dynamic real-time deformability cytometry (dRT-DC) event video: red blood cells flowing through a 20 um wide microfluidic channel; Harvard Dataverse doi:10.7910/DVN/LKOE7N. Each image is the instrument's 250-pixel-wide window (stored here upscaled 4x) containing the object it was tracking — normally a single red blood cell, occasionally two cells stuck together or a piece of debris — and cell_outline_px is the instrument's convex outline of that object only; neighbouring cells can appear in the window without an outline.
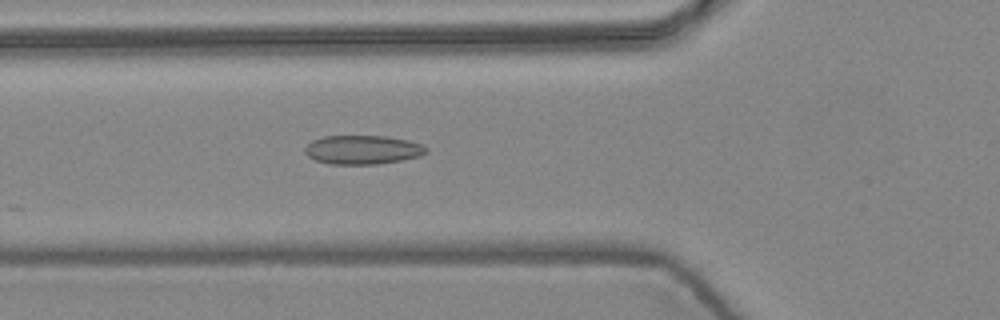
{"species": "common noctule bat (a hibernating species)", "species_latin": "Nyctalus noctula", "temperature_condition": "warm", "stored_images_in_passage": 5, "camera_frame_rate_fps": 3000, "um_per_image_px": 0.085, "animal": {"sex": "female", "body_mass_g": 24.6, "forearm_length_mm": 56.2}, "frame": {"image": 1, "passage_image": 5, "time_ms": 1.333, "image_size_px": [1000, 320], "cell_outline_px": [[428, 152], [420, 156], [400, 160], [376, 164], [328, 164], [316, 160], [308, 156], [304, 152], [304, 148], [312, 140], [324, 136], [384, 136], [408, 140], [420, 144], [428, 148]], "centroid_in_image_um": [30.81, 12.73], "position_along_channel_um": 95.0, "area_um2": 20.4}}